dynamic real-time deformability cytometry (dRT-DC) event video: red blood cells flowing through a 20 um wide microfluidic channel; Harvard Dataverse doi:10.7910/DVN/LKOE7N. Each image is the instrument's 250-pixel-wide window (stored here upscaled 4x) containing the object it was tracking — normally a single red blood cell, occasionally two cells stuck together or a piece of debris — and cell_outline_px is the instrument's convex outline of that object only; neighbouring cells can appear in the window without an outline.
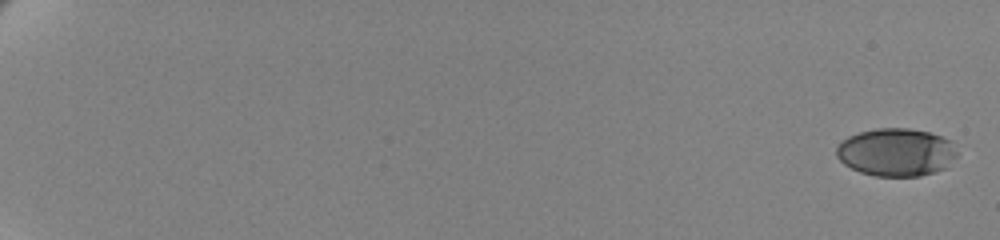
{"species": "human", "species_latin": "Homo sapiens", "temperature_condition": "cold", "stored_images_in_passage": 62, "camera_frame_rate_fps": 3000, "um_per_image_px": 0.085, "donor": {"sex": "female"}, "frame": {"image": 1, "passage_image": 1, "time_ms": 0.0, "image_size_px": [1000, 240], "cell_outline_px": [[956, 156], [948, 168], [920, 176], [876, 176], [860, 172], [844, 164], [836, 156], [836, 148], [848, 136], [860, 132], [876, 128], [908, 128], [928, 132], [952, 140], [956, 152]], "centroid_in_image_um": [76.2, 12.94], "position_along_channel_um": 8.8, "area_um2": 33.76}}
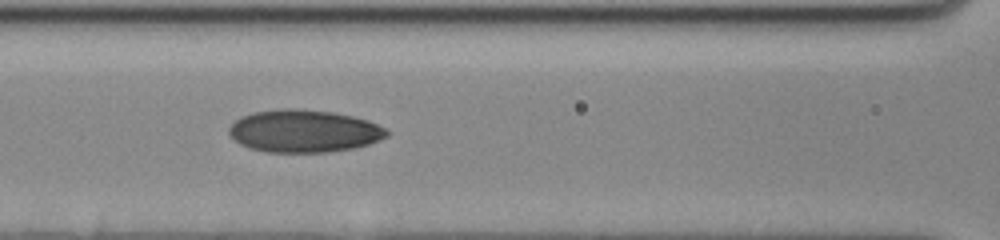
{"frame": {"image": 2, "passage_image": 32, "time_ms": 10.333, "image_size_px": [1000, 240], "cell_outline_px": [[388, 136], [368, 144], [352, 148], [328, 152], [268, 152], [248, 148], [240, 144], [228, 132], [228, 128], [240, 116], [252, 112], [280, 108], [296, 108], [336, 112], [368, 120], [388, 128]], "centroid_in_image_um": [25.83, 11.12], "position_along_channel_um": 140.8, "area_um2": 39.36}}
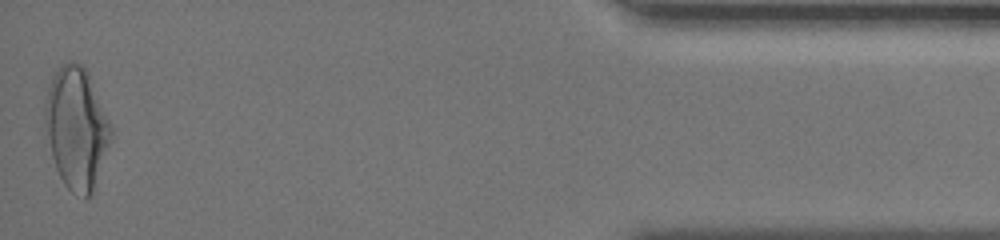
{"frame": {"image": 3, "passage_image": 62, "time_ms": 20.333, "image_size_px": [1000, 240], "cell_outline_px": [[112, 140], [92, 192], [88, 196], [84, 196], [72, 192], [64, 184], [56, 168], [52, 156], [44, 120], [44, 104], [48, 88], [52, 76], [60, 64], [68, 60], [80, 64], [84, 68], [88, 76], [112, 128]], "centroid_in_image_um": [6.48, 10.87], "position_along_channel_um": 428.7, "area_um2": 45.95}, "authors_computed_cell_mechanics": {"area_um2": 37.281, "velocity_mm_per_s": 3.4649, "shape_relaxation_time_tau1_ms": 6.4028, "shape_relaxation_time_tau2_ms": 1.6341, "deformation_change_tau1": 0.1765, "deformation_change_tau2": 0.0735}}